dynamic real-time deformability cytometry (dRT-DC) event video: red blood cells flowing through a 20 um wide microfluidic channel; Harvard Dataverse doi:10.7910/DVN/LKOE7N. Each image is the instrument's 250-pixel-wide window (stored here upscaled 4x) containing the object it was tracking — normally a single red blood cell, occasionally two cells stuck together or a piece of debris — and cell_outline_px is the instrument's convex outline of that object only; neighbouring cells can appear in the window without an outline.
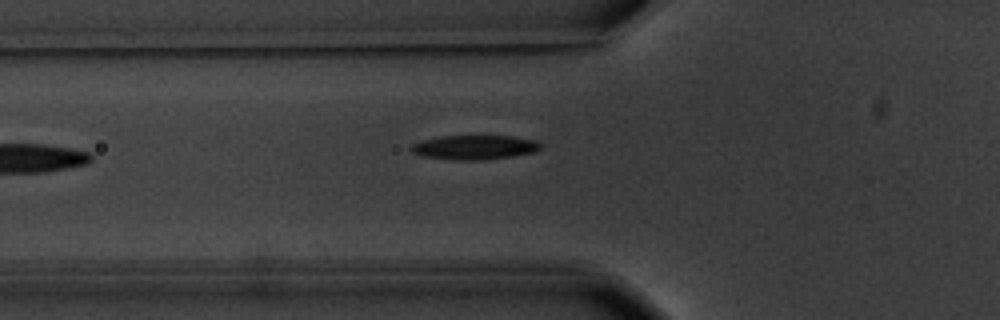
{"species": "common noctule bat (a hibernating species)", "species_latin": "Nyctalus noctula", "temperature_condition": "warm", "stored_images_in_passage": 7, "camera_frame_rate_fps": 3000, "um_per_image_px": 0.085, "animal": {"sex": "male", "body_mass_g": 20.1, "forearm_length_mm": 53.5}, "frame": {"image": 1, "passage_image": 7, "time_ms": 7.0, "image_size_px": [1000, 320], "cell_outline_px": [[540, 148], [536, 152], [512, 156], [484, 160], [456, 160], [420, 156], [412, 152], [408, 148], [412, 144], [424, 140], [440, 136], [512, 136], [536, 140], [540, 144]], "centroid_in_image_um": [40.32, 12.53], "position_along_channel_um": 85.5, "area_um2": 18.44}}